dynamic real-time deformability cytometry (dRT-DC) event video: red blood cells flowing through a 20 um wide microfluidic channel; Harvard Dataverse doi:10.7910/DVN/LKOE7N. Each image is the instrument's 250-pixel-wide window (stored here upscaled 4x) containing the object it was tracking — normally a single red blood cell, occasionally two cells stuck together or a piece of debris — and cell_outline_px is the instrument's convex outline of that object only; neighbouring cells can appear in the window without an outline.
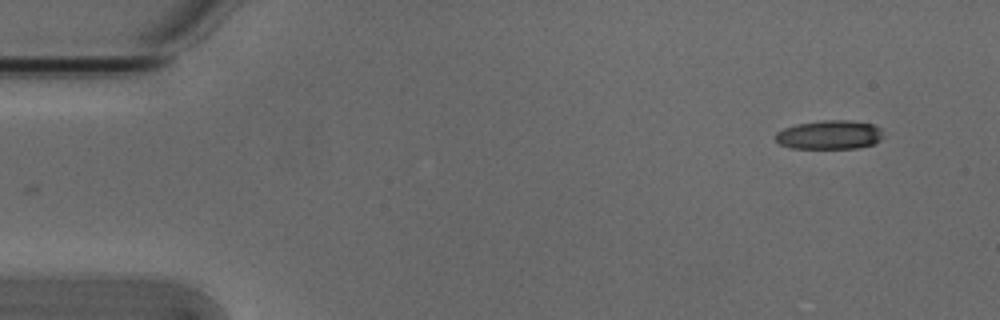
{"species": "Egyptian fruit bat (a non-hibernating species)", "species_latin": "Rousettus aegyptiacus", "temperature_condition": "cold", "stored_images_in_passage": 2, "camera_frame_rate_fps": 3000, "um_per_image_px": 0.085, "animal": {"sex": "male"}, "frame": {"image": 1, "passage_image": 2, "time_ms": 0.333, "image_size_px": [1000, 320], "cell_outline_px": [[884, 136], [880, 140], [872, 144], [856, 148], [792, 148], [780, 144], [776, 140], [776, 132], [784, 128], [796, 124], [824, 120], [852, 120], [872, 124], [880, 128]], "centroid_in_image_um": [70.52, 11.45], "position_along_channel_um": 14.5, "area_um2": 18.15}}